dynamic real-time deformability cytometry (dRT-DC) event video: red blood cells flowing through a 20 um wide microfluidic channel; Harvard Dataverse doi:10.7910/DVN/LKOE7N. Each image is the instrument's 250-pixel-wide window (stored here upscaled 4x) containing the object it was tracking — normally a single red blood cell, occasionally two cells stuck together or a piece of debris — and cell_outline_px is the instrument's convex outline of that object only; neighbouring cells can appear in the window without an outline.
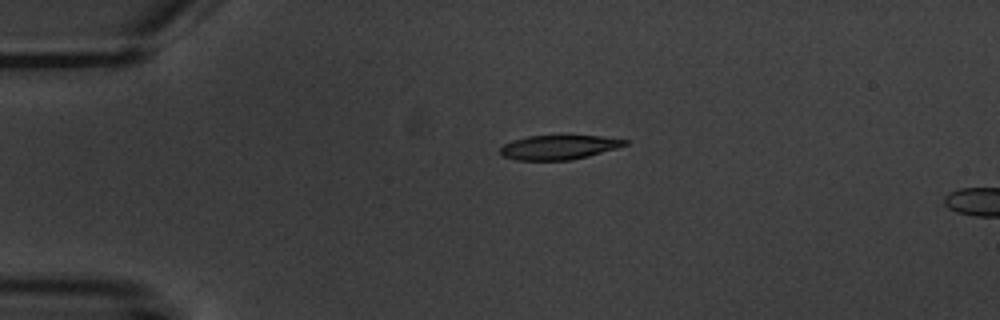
{"species": "common noctule bat (a hibernating species)", "species_latin": "Nyctalus noctula", "temperature_condition": "warm", "stored_images_in_passage": 3, "camera_frame_rate_fps": 3000, "um_per_image_px": 0.085, "animal": {"sex": "male", "body_mass_g": 20.1, "forearm_length_mm": 53.5}, "frame": {"image": 1, "passage_image": 3, "time_ms": 3.667, "image_size_px": [1000, 320], "cell_outline_px": [[628, 144], [616, 148], [588, 156], [572, 160], [516, 160], [504, 156], [500, 152], [500, 148], [504, 144], [512, 140], [528, 136], [600, 136], [628, 140]], "centroid_in_image_um": [47.49, 12.52], "position_along_channel_um": 37.5, "area_um2": 17.51}}